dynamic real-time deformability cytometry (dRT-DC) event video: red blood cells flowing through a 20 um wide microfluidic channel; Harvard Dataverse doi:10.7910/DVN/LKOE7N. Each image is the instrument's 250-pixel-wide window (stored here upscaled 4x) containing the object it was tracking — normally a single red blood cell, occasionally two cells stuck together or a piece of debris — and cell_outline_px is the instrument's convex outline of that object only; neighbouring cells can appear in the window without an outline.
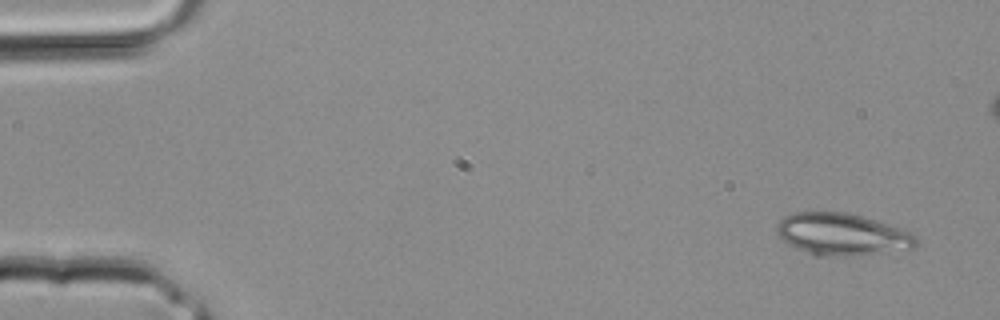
{"species": "common noctule bat (a hibernating species)", "species_latin": "Nyctalus noctula", "temperature_condition": "room temperature", "stored_images_in_passage": 4, "camera_frame_rate_fps": 3000, "um_per_image_px": 0.085, "animal": {"sex": "male", "body_mass_g": 20.4}, "frame": {"image": 1, "passage_image": 1, "time_ms": 0.0, "image_size_px": [1000, 320], "cell_outline_px": [[916, 244], [912, 248], [852, 256], [812, 256], [796, 248], [784, 240], [776, 232], [776, 224], [784, 216], [792, 212], [844, 212], [860, 216], [900, 228], [916, 236]], "centroid_in_image_um": [71.5, 19.92], "position_along_channel_um": 13.5, "area_um2": 33.81}}